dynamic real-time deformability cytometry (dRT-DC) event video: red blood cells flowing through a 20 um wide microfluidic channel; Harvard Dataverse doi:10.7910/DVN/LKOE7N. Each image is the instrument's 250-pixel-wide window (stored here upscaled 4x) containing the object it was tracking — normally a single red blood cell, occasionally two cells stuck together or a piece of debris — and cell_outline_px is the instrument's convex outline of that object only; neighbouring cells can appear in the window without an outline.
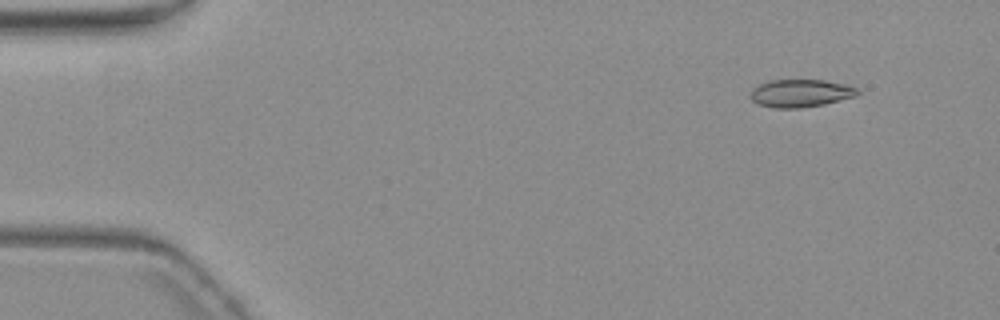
{"species": "common noctule bat (a hibernating species)", "species_latin": "Nyctalus noctula", "temperature_condition": "warm", "stored_images_in_passage": 5, "camera_frame_rate_fps": 3000, "um_per_image_px": 0.085, "animal": {"sex": "female", "body_mass_g": 19.3, "forearm_length_mm": 54.1}, "frame": {"image": 1, "passage_image": 1, "time_ms": 0.0, "image_size_px": [1000, 320], "cell_outline_px": [[860, 92], [856, 96], [824, 104], [800, 108], [776, 108], [756, 104], [752, 100], [752, 88], [760, 84], [772, 80], [824, 80], [844, 84], [860, 88]], "centroid_in_image_um": [68.08, 7.92], "position_along_channel_um": 16.9, "area_um2": 17.28}}
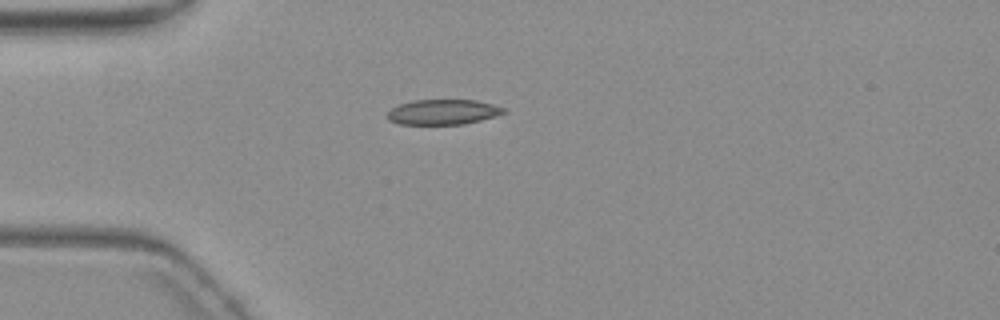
{"frame": {"image": 2, "passage_image": 4, "time_ms": 3.333, "image_size_px": [1000, 320], "cell_outline_px": [[508, 112], [496, 116], [464, 124], [400, 124], [388, 120], [388, 112], [392, 108], [400, 104], [412, 100], [476, 100], [492, 104], [504, 108]], "centroid_in_image_um": [37.67, 9.52], "position_along_channel_um": 47.3, "area_um2": 16.99}}
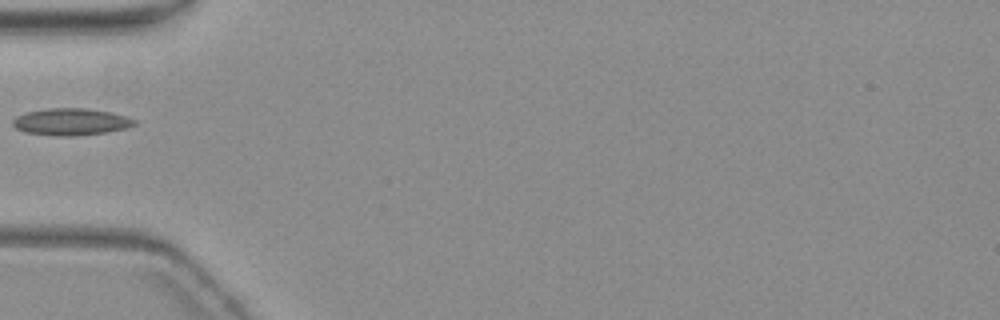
{"frame": {"image": 3, "passage_image": 5, "time_ms": 4.667, "image_size_px": [1000, 320], "cell_outline_px": [[136, 124], [124, 128], [104, 132], [76, 136], [60, 136], [24, 132], [16, 128], [12, 124], [12, 120], [16, 116], [24, 112], [48, 108], [88, 108], [108, 112], [124, 116], [136, 120]], "centroid_in_image_um": [5.96, 10.35], "position_along_channel_um": 79.0, "area_um2": 18.96}}